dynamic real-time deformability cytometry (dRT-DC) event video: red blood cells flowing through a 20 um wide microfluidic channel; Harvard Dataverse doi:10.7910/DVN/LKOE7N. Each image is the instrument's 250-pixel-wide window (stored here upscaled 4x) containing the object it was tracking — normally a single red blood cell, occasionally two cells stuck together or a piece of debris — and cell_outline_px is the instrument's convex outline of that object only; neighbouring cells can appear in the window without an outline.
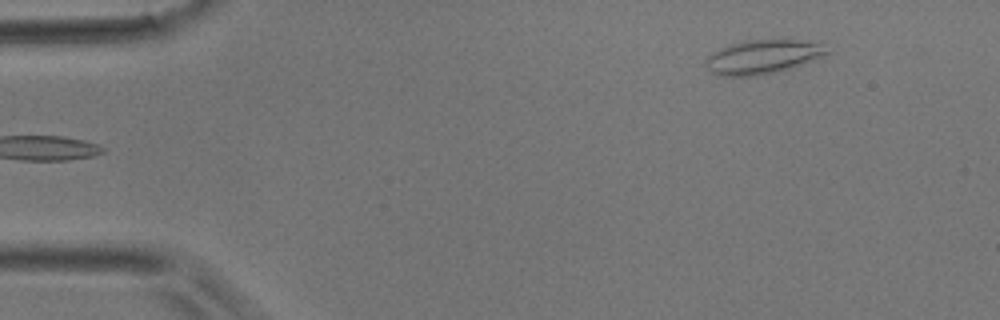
{"species": "common noctule bat (a hibernating species)", "species_latin": "Nyctalus noctula", "temperature_condition": "room temperature", "stored_images_in_passage": 41, "camera_frame_rate_fps": 3000, "um_per_image_px": 0.085, "animal": {"sex": "male", "body_mass_g": 17.9}, "frame": {"image": 1, "passage_image": 1, "time_ms": 0.0, "image_size_px": [1000, 320], "cell_outline_px": [[828, 52], [812, 60], [788, 68], [772, 72], [752, 76], [720, 76], [712, 72], [704, 64], [704, 60], [712, 52], [720, 48], [732, 44], [748, 40], [796, 40], [820, 44]], "centroid_in_image_um": [64.71, 4.84], "position_along_channel_um": 20.3, "area_um2": 23.24}}
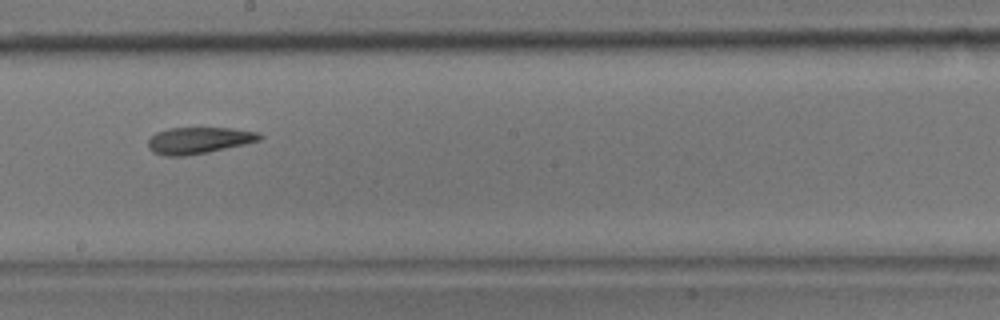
{"frame": {"image": 2, "passage_image": 21, "time_ms": 6.667, "image_size_px": [1000, 320], "cell_outline_px": [[264, 136], [260, 140], [244, 144], [208, 152], [184, 156], [164, 156], [152, 152], [148, 148], [148, 140], [156, 132], [168, 128], [232, 128], [256, 132]], "centroid_in_image_um": [16.86, 11.93], "position_along_channel_um": 231.3, "area_um2": 17.22}}
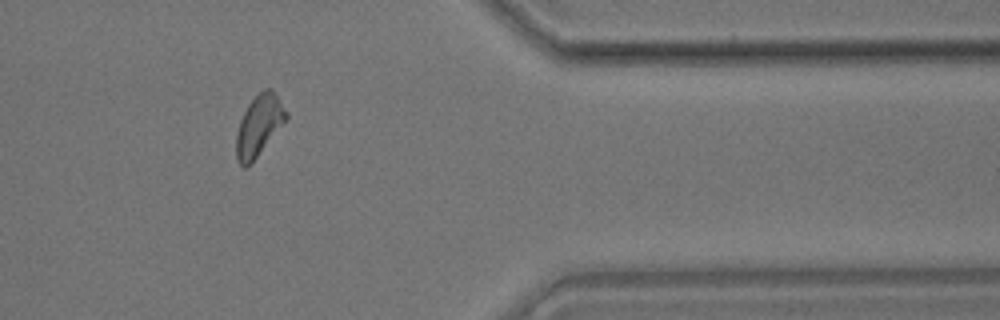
{"frame": {"image": 3, "passage_image": 33, "time_ms": 10.667, "image_size_px": [1000, 320], "cell_outline_px": [[288, 120], [256, 156], [244, 168], [236, 160], [236, 132], [240, 120], [248, 104], [264, 88], [272, 88], [288, 112]], "centroid_in_image_um": [22.03, 10.63], "position_along_channel_um": 389.4, "area_um2": 17.57}}